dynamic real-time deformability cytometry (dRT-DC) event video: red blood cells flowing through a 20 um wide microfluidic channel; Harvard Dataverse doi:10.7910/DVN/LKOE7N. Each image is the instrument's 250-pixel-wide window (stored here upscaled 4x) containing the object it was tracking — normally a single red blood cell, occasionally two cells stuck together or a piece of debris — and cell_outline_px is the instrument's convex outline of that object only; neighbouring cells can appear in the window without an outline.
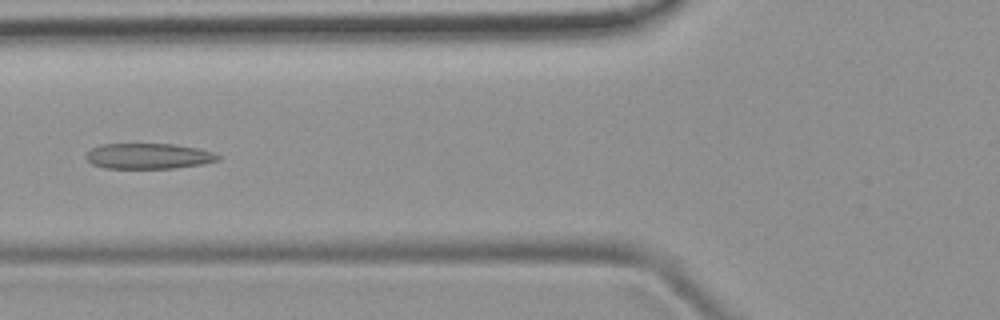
{"species": "common noctule bat (a hibernating species)", "species_latin": "Nyctalus noctula", "temperature_condition": "room temperature", "stored_images_in_passage": 39, "camera_frame_rate_fps": 3000, "um_per_image_px": 0.085, "animal": {"sex": "female", "body_mass_g": 19.9}, "frame": {"image": 1, "passage_image": 9, "time_ms": 2.667, "image_size_px": [1000, 320], "cell_outline_px": [[220, 160], [200, 164], [172, 168], [104, 168], [92, 164], [84, 156], [92, 148], [100, 144], [172, 144], [196, 148], [212, 152], [220, 156]], "centroid_in_image_um": [12.58, 13.27], "position_along_channel_um": 113.2, "area_um2": 19.48}}
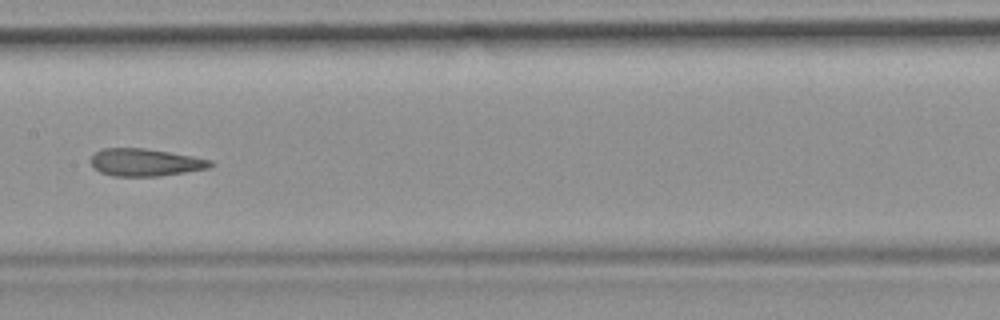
{"frame": {"image": 2, "passage_image": 15, "time_ms": 4.667, "image_size_px": [1000, 320], "cell_outline_px": [[216, 164], [208, 168], [160, 176], [112, 176], [100, 172], [92, 168], [88, 160], [96, 152], [104, 148], [144, 148], [192, 156], [212, 160]], "centroid_in_image_um": [12.31, 13.8], "position_along_channel_um": 195.1, "area_um2": 19.25}}
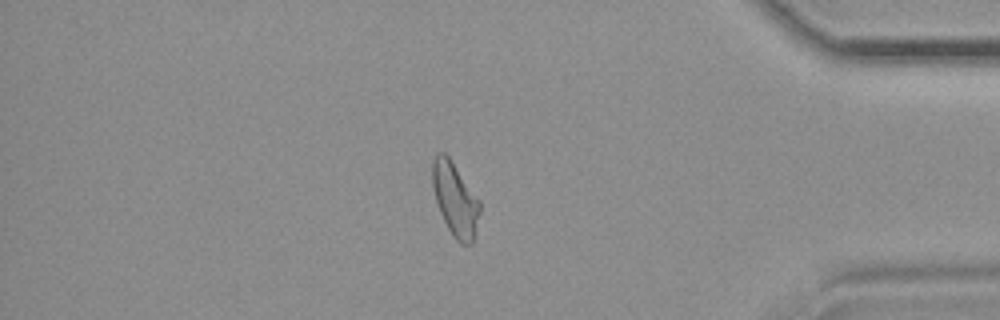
{"frame": {"image": 3, "passage_image": 32, "time_ms": 10.333, "image_size_px": [1000, 320], "cell_outline_px": [[480, 212], [472, 244], [460, 244], [452, 236], [440, 212], [432, 188], [432, 164], [436, 156], [440, 152], [444, 152], [448, 156], [480, 200]], "centroid_in_image_um": [38.69, 16.96], "position_along_channel_um": 396.5, "area_um2": 20.11}}